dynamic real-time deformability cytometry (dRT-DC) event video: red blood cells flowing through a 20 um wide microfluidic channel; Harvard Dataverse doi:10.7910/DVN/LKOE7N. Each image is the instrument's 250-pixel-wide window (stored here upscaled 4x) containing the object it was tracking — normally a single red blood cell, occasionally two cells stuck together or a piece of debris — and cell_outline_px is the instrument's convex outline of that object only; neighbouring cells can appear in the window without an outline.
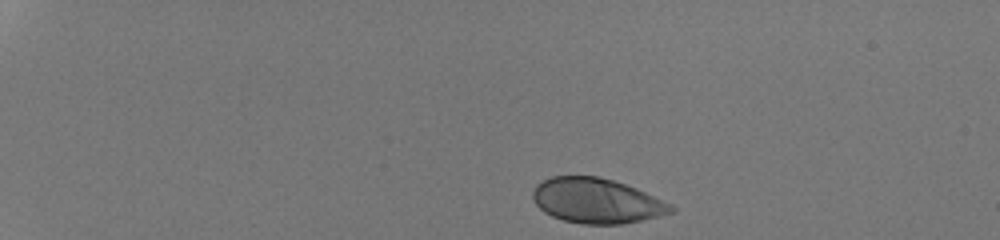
{"species": "human", "species_latin": "Homo sapiens", "temperature_condition": "room temperature", "stored_images_in_passage": 36, "camera_frame_rate_fps": 3000, "um_per_image_px": 0.085, "donor": {"sex": "male"}, "frame": {"image": 1, "passage_image": 1, "time_ms": 0.0, "image_size_px": [1000, 240], "cell_outline_px": [[676, 208], [672, 212], [640, 220], [620, 224], [584, 224], [564, 220], [552, 216], [544, 212], [536, 204], [532, 196], [532, 192], [536, 184], [552, 176], [596, 176], [612, 180], [636, 188], [672, 204]], "centroid_in_image_um": [50.69, 17.06], "position_along_channel_um": 34.3, "area_um2": 35.89}}
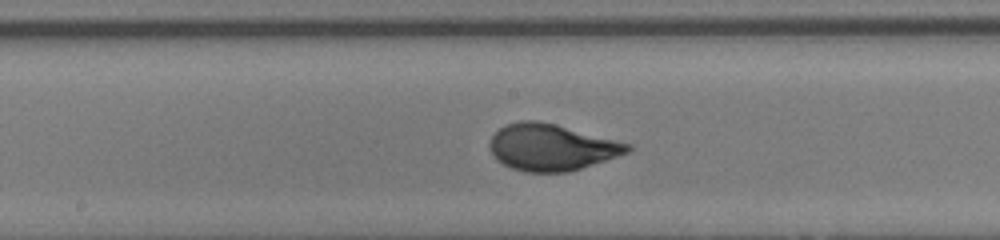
{"frame": {"image": 2, "passage_image": 21, "time_ms": 6.667, "image_size_px": [1000, 240], "cell_outline_px": [[632, 148], [628, 152], [568, 172], [524, 172], [512, 168], [496, 160], [488, 144], [492, 136], [504, 124], [520, 120], [536, 120], [556, 124], [632, 144]], "centroid_in_image_um": [46.84, 12.5], "position_along_channel_um": 201.4, "area_um2": 37.22}}
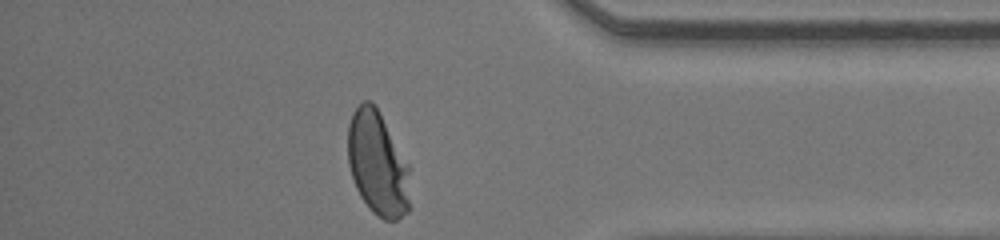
{"frame": {"image": 3, "passage_image": 36, "time_ms": 11.667, "image_size_px": [1000, 240], "cell_outline_px": [[408, 212], [396, 220], [384, 220], [372, 212], [360, 196], [356, 188], [348, 164], [348, 124], [352, 112], [364, 100], [372, 100], [408, 164]], "centroid_in_image_um": [32.06, 13.91], "position_along_channel_um": 403.1, "area_um2": 37.22}, "authors_computed_cell_mechanics": {"area_um2": 36.5874, "velocity_mm_per_s": 4.275, "shape_relaxation_time_tau1_ms": 2.6988, "shape_relaxation_time_tau2_ms": null, "deformation_change_tau1": 0.1988, "deformation_change_tau2": null}}